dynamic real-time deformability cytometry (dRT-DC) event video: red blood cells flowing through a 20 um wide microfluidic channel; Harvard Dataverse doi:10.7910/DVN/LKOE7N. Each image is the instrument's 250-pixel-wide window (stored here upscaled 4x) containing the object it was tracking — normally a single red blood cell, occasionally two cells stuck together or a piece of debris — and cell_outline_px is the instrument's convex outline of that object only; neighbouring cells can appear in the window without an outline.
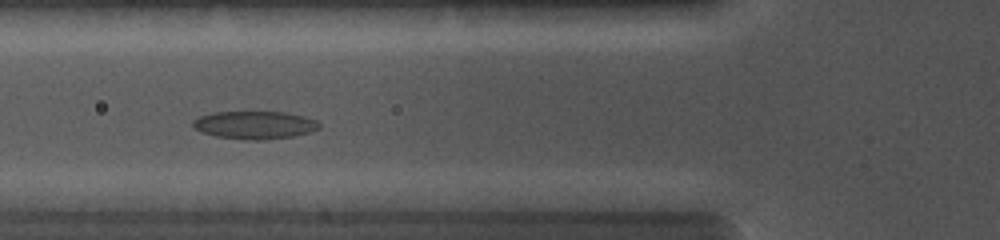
{"species": "common noctule bat (a hibernating species)", "species_latin": "Nyctalus noctula", "temperature_condition": "cold", "stored_images_in_passage": 29, "camera_frame_rate_fps": 5000, "um_per_image_px": 0.085, "animal": {"sex": "female", "body_mass_g": 19.0, "forearm_length_mm": 56.7}, "frame": {"image": 1, "passage_image": 11, "time_ms": 5.2, "image_size_px": [1000, 240], "cell_outline_px": [[320, 128], [308, 132], [292, 136], [260, 140], [248, 140], [216, 136], [200, 132], [192, 124], [192, 120], [200, 116], [212, 112], [284, 112], [304, 116], [316, 120], [320, 124]], "centroid_in_image_um": [21.62, 10.62], "position_along_channel_um": 104.2, "area_um2": 20.4}}
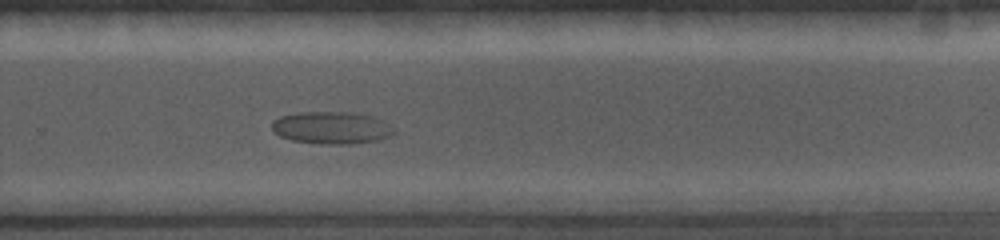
{"frame": {"image": 2, "passage_image": 22, "time_ms": 10.2, "image_size_px": [1000, 240], "cell_outline_px": [[396, 132], [392, 136], [376, 140], [348, 144], [328, 144], [292, 140], [280, 136], [272, 132], [272, 120], [280, 116], [300, 112], [352, 112], [372, 116], [384, 120]], "centroid_in_image_um": [28.17, 10.85], "position_along_channel_um": 301.6, "area_um2": 23.0}}
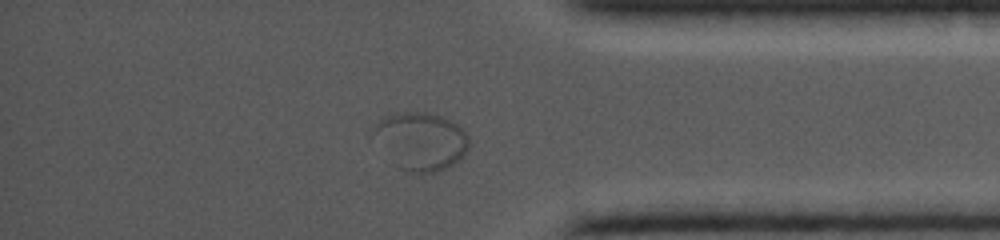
{"frame": {"image": 3, "passage_image": 26, "time_ms": 12.8, "image_size_px": [1000, 240], "cell_outline_px": [[468, 148], [464, 156], [440, 172], [408, 172], [400, 168], [372, 132], [376, 124], [380, 120], [388, 116], [404, 112], [428, 112], [440, 116], [460, 124], [464, 128], [468, 136]], "centroid_in_image_um": [35.87, 11.98], "position_along_channel_um": 399.3, "area_um2": 31.44}}